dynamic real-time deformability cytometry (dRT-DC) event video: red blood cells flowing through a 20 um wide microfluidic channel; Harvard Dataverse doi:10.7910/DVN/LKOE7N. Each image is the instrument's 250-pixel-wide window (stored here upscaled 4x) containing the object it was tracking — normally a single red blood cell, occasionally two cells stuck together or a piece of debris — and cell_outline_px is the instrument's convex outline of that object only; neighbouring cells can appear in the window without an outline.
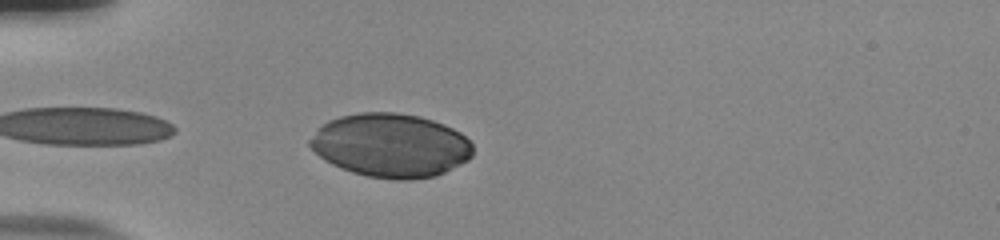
{"species": "human", "species_latin": "Homo sapiens", "temperature_condition": "room temperature", "stored_images_in_passage": 28, "camera_frame_rate_fps": 3000, "um_per_image_px": 0.085, "donor": {"sex": "male"}, "frame": {"image": 1, "passage_image": 2, "time_ms": 0.333, "image_size_px": [1000, 240], "cell_outline_px": [[472, 156], [468, 160], [436, 176], [412, 180], [396, 180], [368, 176], [352, 172], [340, 168], [324, 160], [308, 144], [308, 140], [316, 128], [328, 120], [340, 116], [360, 112], [396, 112], [420, 116], [444, 124], [460, 132], [472, 144]], "centroid_in_image_um": [33.19, 12.35], "position_along_channel_um": 51.8, "area_um2": 60.81}}
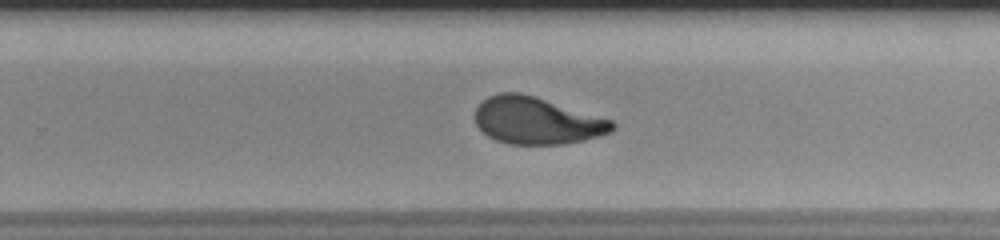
{"frame": {"image": 2, "passage_image": 18, "time_ms": 5.667, "image_size_px": [1000, 240], "cell_outline_px": [[616, 128], [612, 132], [584, 140], [560, 144], [508, 144], [496, 140], [488, 136], [476, 124], [476, 108], [488, 96], [500, 92], [520, 92], [612, 120], [616, 124]], "centroid_in_image_um": [45.63, 10.26], "position_along_channel_um": 284.2, "area_um2": 37.28}}
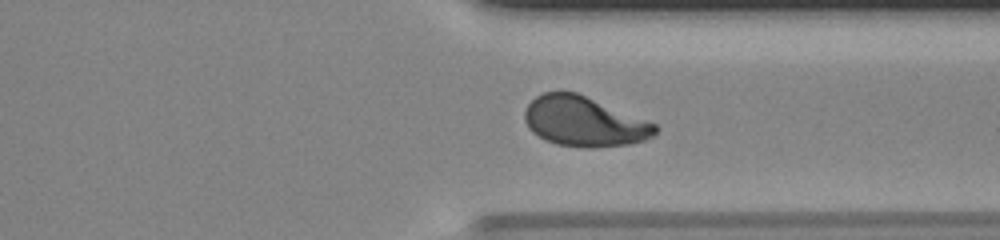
{"frame": {"image": 3, "passage_image": 24, "time_ms": 7.667, "image_size_px": [1000, 240], "cell_outline_px": [[660, 128], [652, 136], [644, 140], [628, 144], [592, 148], [584, 148], [556, 144], [532, 132], [528, 128], [524, 120], [524, 112], [528, 104], [536, 96], [544, 92], [576, 92], [656, 124]], "centroid_in_image_um": [49.63, 10.34], "position_along_channel_um": 361.8, "area_um2": 37.69}}